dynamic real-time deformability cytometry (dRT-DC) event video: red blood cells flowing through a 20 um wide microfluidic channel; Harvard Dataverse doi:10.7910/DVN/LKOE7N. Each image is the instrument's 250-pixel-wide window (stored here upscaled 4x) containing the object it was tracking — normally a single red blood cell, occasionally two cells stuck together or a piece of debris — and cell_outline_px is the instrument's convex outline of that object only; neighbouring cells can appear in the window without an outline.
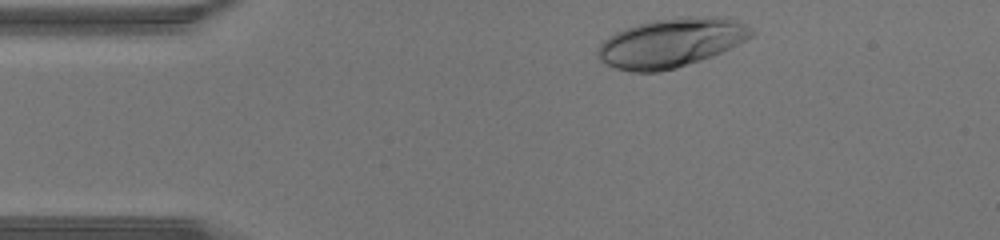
{"species": "human", "species_latin": "Homo sapiens", "temperature_condition": "warm", "stored_images_in_passage": 31, "camera_frame_rate_fps": 3000, "um_per_image_px": 0.085, "donor": {"sex": "male"}, "frame": {"image": 1, "passage_image": 1, "time_ms": 0.0, "image_size_px": [1000, 240], "cell_outline_px": [[756, 32], [752, 36], [712, 56], [676, 68], [660, 72], [632, 72], [616, 68], [604, 64], [596, 56], [596, 52], [600, 44], [608, 36], [624, 28], [648, 20], [680, 16], [728, 16], [752, 28]], "centroid_in_image_um": [57.02, 3.61], "position_along_channel_um": 28.0, "area_um2": 44.39}}
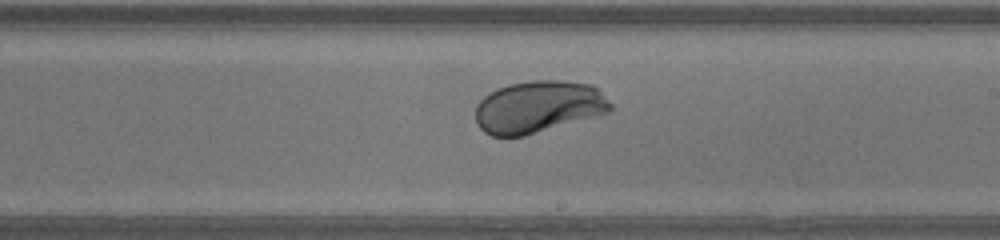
{"frame": {"image": 2, "passage_image": 19, "time_ms": 6.0, "image_size_px": [1000, 240], "cell_outline_px": [[612, 108], [608, 112], [524, 136], [492, 136], [484, 132], [476, 124], [476, 104], [488, 92], [496, 88], [508, 84], [532, 80], [564, 80], [592, 84], [612, 104]], "centroid_in_image_um": [45.71, 9.06], "position_along_channel_um": 243.3, "area_um2": 40.98}}
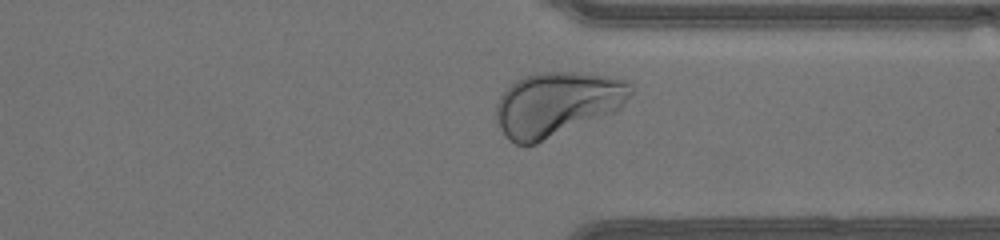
{"frame": {"image": 3, "passage_image": 27, "time_ms": 8.667, "image_size_px": [1000, 240], "cell_outline_px": [[632, 92], [620, 108], [616, 112], [536, 144], [516, 144], [508, 140], [504, 136], [496, 124], [496, 104], [504, 88], [516, 80], [524, 76], [536, 72], [576, 72], [608, 76], [628, 80], [632, 84]], "centroid_in_image_um": [47.32, 8.84], "position_along_channel_um": 364.1, "area_um2": 51.04}}